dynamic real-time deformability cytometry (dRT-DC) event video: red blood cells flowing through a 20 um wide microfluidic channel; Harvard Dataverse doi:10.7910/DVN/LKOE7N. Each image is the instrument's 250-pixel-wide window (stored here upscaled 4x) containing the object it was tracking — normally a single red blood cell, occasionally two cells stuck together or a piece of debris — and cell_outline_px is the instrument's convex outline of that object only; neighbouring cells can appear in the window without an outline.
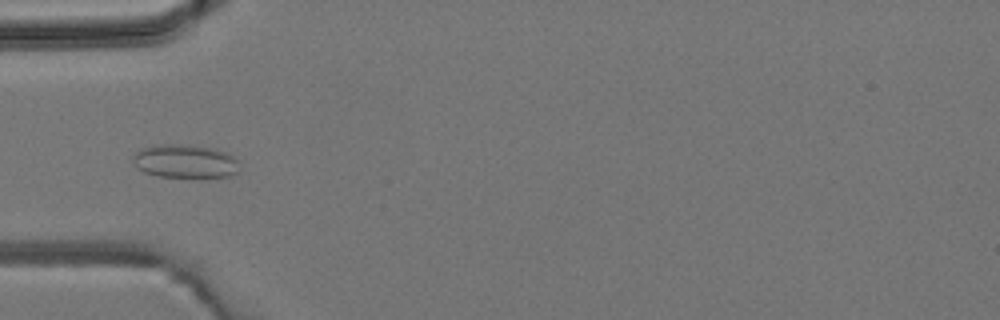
{"species": "common noctule bat (a hibernating species)", "species_latin": "Nyctalus noctula", "temperature_condition": "room temperature", "stored_images_in_passage": 6, "camera_frame_rate_fps": 3000, "um_per_image_px": 0.085, "animal": {"sex": "male", "body_mass_g": 19.2, "forearm_length_mm": 51.8}, "frame": {"image": 1, "passage_image": 5, "time_ms": 4.667, "image_size_px": [1000, 320], "cell_outline_px": [[240, 160], [236, 172], [228, 176], [192, 180], [160, 176], [144, 172], [136, 168], [132, 164], [132, 156], [140, 148], [156, 144], [176, 144], [216, 148], [228, 152]], "centroid_in_image_um": [15.73, 13.74], "position_along_channel_um": 69.3, "area_um2": 21.85}}